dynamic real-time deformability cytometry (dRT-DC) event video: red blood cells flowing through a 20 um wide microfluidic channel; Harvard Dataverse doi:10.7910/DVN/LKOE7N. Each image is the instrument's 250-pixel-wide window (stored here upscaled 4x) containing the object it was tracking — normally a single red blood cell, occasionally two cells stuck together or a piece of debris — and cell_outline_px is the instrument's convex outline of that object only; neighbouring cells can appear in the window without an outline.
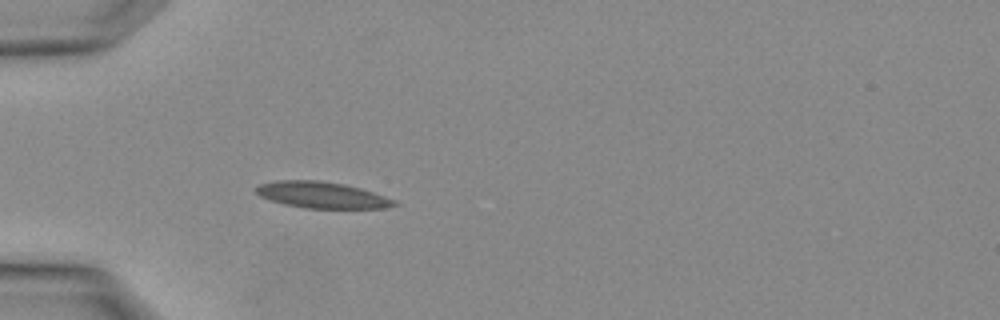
{"species": "Egyptian fruit bat (a non-hibernating species)", "species_latin": "Rousettus aegyptiacus", "temperature_condition": "warm", "stored_images_in_passage": 2, "camera_frame_rate_fps": 3000, "um_per_image_px": 0.085, "animal": {"sex": "female"}, "frame": {"image": 1, "passage_image": 2, "time_ms": 0.333, "image_size_px": [1000, 320], "cell_outline_px": [[400, 204], [384, 208], [308, 208], [284, 204], [260, 196], [256, 192], [256, 188], [260, 184], [276, 180], [320, 180], [344, 184], [360, 188], [396, 200]], "centroid_in_image_um": [27.38, 16.57], "position_along_channel_um": 57.6, "area_um2": 21.04}}